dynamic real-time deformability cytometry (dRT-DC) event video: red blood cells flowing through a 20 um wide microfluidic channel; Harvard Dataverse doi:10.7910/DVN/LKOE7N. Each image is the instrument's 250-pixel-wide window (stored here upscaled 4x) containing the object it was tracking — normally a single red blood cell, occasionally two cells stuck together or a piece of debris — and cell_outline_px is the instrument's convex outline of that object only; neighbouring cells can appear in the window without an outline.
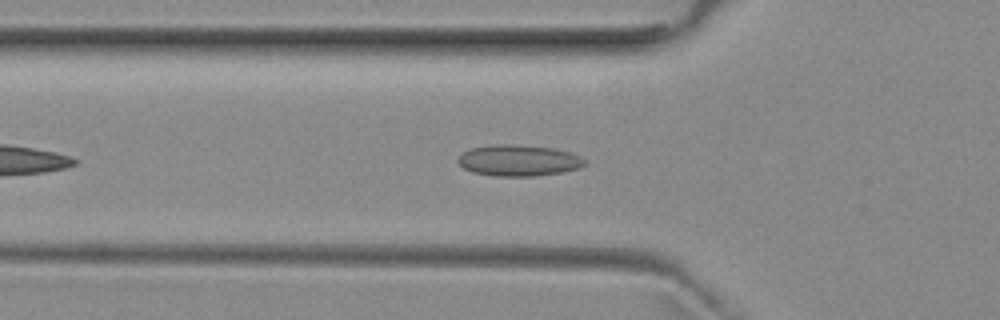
{"species": "common noctule bat (a hibernating species)", "species_latin": "Nyctalus noctula", "temperature_condition": "room temperature", "stored_images_in_passage": 33, "camera_frame_rate_fps": 3000, "um_per_image_px": 0.085, "animal": {"sex": "female", "body_mass_g": 29.2, "forearm_length_mm": 56.3}, "frame": {"image": 1, "passage_image": 7, "time_ms": 2.0, "image_size_px": [1000, 320], "cell_outline_px": [[584, 164], [580, 168], [560, 172], [536, 176], [496, 176], [472, 172], [464, 168], [456, 160], [464, 152], [472, 148], [508, 144], [552, 148], [568, 152], [580, 156], [584, 160]], "centroid_in_image_um": [44.08, 13.65], "position_along_channel_um": 81.7, "area_um2": 22.54}}
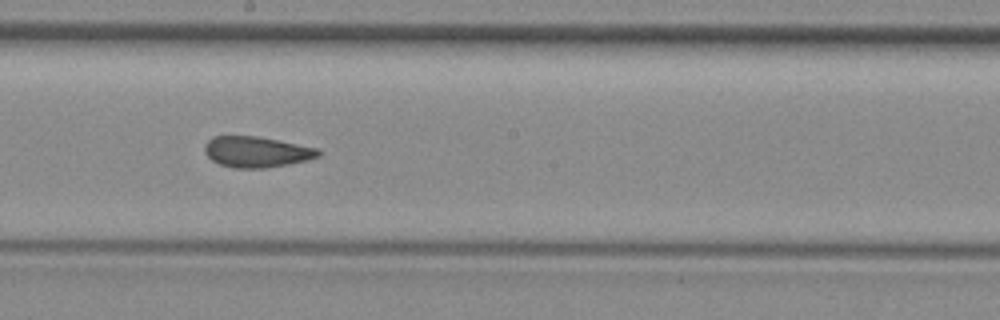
{"frame": {"image": 2, "passage_image": 18, "time_ms": 5.667, "image_size_px": [1000, 320], "cell_outline_px": [[320, 156], [308, 160], [288, 164], [264, 168], [232, 168], [220, 164], [212, 160], [204, 152], [204, 144], [212, 136], [256, 136], [316, 148], [320, 152]], "centroid_in_image_um": [21.76, 12.91], "position_along_channel_um": 226.4, "area_um2": 20.29}}
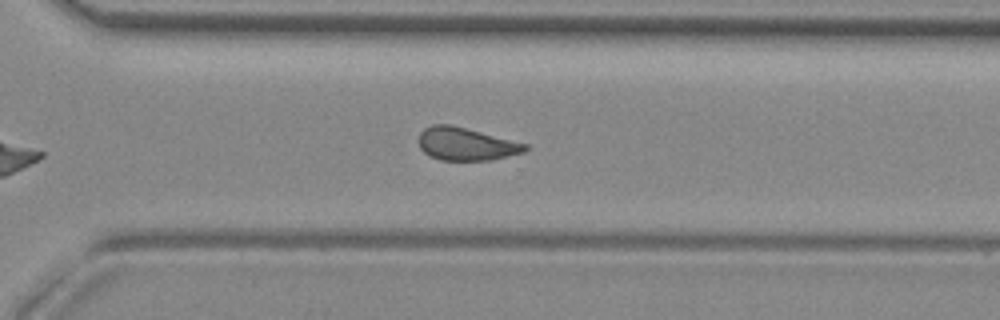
{"frame": {"image": 3, "passage_image": 26, "time_ms": 8.333, "image_size_px": [1000, 320], "cell_outline_px": [[528, 148], [524, 152], [492, 160], [440, 160], [428, 156], [420, 148], [420, 132], [424, 128], [432, 124], [452, 124], [528, 144]], "centroid_in_image_um": [39.61, 12.23], "position_along_channel_um": 331.0, "area_um2": 20.46}, "authors_computed_cell_mechanics": {"area_um2": 21.0392, "velocity_mm_per_s": 3.9352, "shape_relaxation_time_tau1_ms": null, "shape_relaxation_time_tau2_ms": 1.7722, "deformation_change_tau1": null, "deformation_change_tau2": 0.0927}}